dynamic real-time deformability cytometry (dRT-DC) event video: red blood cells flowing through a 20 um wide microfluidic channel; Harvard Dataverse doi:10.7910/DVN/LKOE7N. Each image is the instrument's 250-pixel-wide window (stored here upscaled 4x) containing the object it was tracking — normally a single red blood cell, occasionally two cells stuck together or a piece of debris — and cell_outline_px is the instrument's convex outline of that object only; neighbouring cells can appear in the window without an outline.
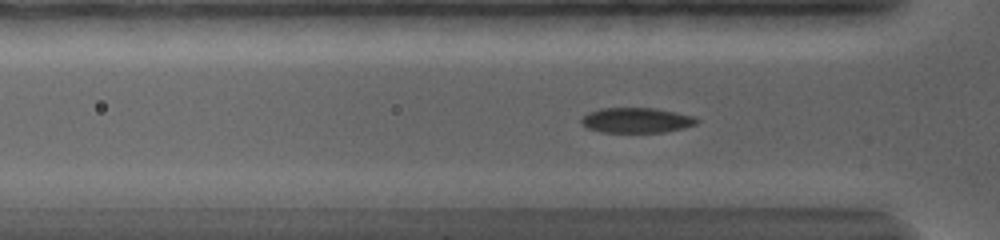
{"species": "common noctule bat (a hibernating species)", "species_latin": "Nyctalus noctula", "temperature_condition": "warm", "stored_images_in_passage": 47, "camera_frame_rate_fps": 5000, "um_per_image_px": 0.085, "animal": {"sex": "female", "body_mass_g": 19.0, "forearm_length_mm": 56.7}, "frame": {"image": 1, "passage_image": 11, "time_ms": 3.6, "image_size_px": [1000, 240], "cell_outline_px": [[700, 120], [696, 124], [684, 128], [664, 132], [600, 132], [588, 128], [580, 120], [588, 112], [600, 108], [656, 108], [696, 116]], "centroid_in_image_um": [54.14, 10.22], "position_along_channel_um": 71.7, "area_um2": 16.99}}
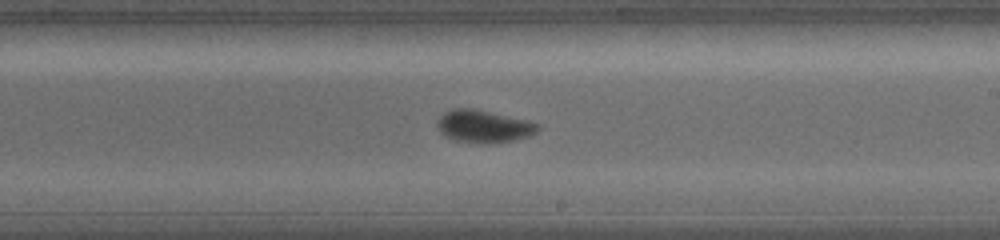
{"frame": {"image": 2, "passage_image": 29, "time_ms": 8.4, "image_size_px": [1000, 240], "cell_outline_px": [[540, 128], [536, 132], [528, 136], [516, 140], [488, 144], [484, 144], [456, 140], [444, 136], [440, 132], [436, 124], [436, 120], [444, 112], [452, 108], [476, 108], [528, 120], [540, 124]], "centroid_in_image_um": [41.11, 10.73], "position_along_channel_um": 247.9, "area_um2": 19.42}}
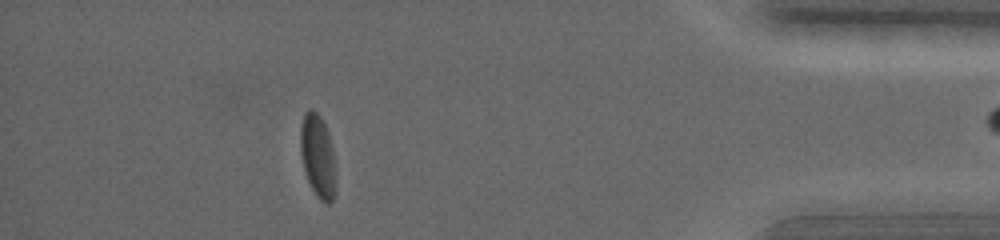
{"frame": {"image": 3, "passage_image": 41, "time_ms": 14.2, "image_size_px": [1000, 240], "cell_outline_px": [[336, 192], [332, 200], [328, 204], [324, 204], [316, 196], [308, 180], [304, 168], [300, 152], [300, 128], [304, 112], [308, 108], [312, 108], [320, 116], [328, 132], [332, 148], [336, 180]], "centroid_in_image_um": [27.01, 13.28], "position_along_channel_um": 408.2, "area_um2": 17.28}, "authors_computed_cell_mechanics": {"area_um2": 18.3226, "velocity_mm_per_s": 3.6706, "shape_relaxation_time_tau1_ms": 2.5596, "shape_relaxation_time_tau2_ms": 1.4128, "deformation_change_tau1": 0.119, "deformation_change_tau2": 0.042}}